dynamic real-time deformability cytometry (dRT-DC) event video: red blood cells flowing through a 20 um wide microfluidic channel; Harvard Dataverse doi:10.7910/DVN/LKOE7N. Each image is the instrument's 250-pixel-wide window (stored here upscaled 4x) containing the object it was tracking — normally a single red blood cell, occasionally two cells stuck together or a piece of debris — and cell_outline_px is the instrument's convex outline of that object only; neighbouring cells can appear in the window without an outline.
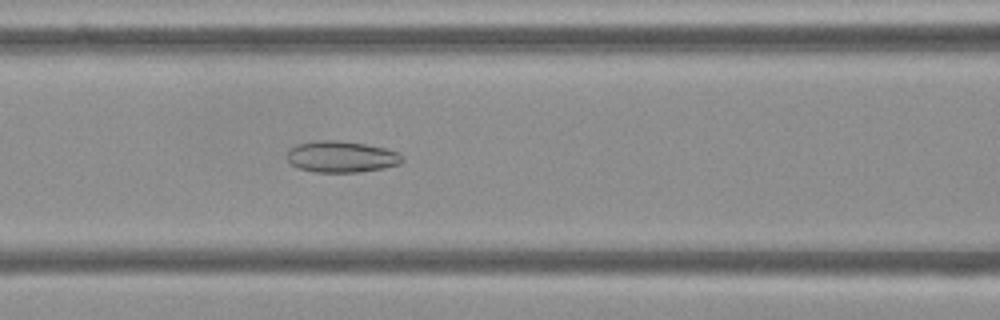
{"species": "Egyptian fruit bat (a non-hibernating species)", "species_latin": "Rousettus aegyptiacus", "temperature_condition": "cold", "stored_images_in_passage": 54, "camera_frame_rate_fps": 3000, "um_per_image_px": 0.085, "frame": {"image": 1, "passage_image": 22, "time_ms": 7.0, "image_size_px": [1000, 320], "cell_outline_px": [[404, 160], [400, 164], [384, 168], [360, 172], [316, 172], [300, 168], [292, 164], [288, 160], [288, 148], [296, 144], [316, 140], [340, 140], [364, 144], [384, 148], [396, 152], [404, 156]], "centroid_in_image_um": [29.02, 13.31], "position_along_channel_um": 137.6, "area_um2": 21.1}}
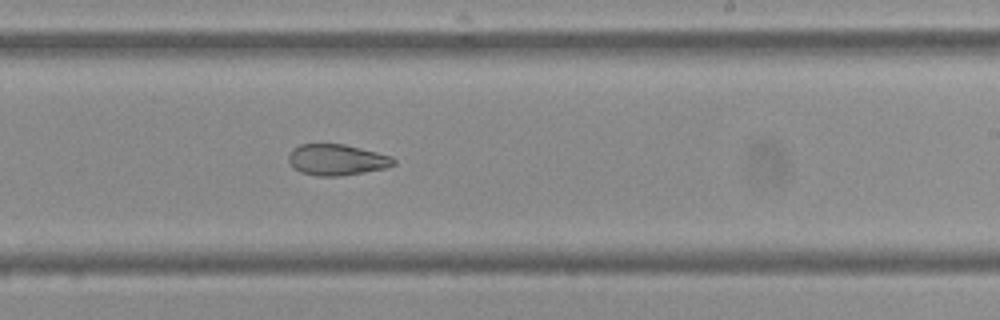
{"frame": {"image": 2, "passage_image": 32, "time_ms": 10.333, "image_size_px": [1000, 320], "cell_outline_px": [[396, 164], [384, 168], [364, 172], [340, 176], [316, 176], [300, 172], [292, 168], [288, 160], [288, 156], [292, 148], [300, 144], [344, 144], [392, 156], [396, 160]], "centroid_in_image_um": [28.59, 13.58], "position_along_channel_um": 260.4, "area_um2": 19.13}}
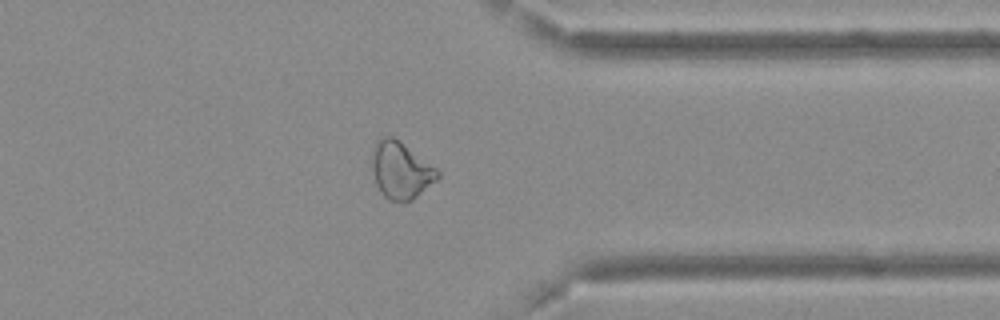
{"frame": {"image": 3, "passage_image": 42, "time_ms": 13.667, "image_size_px": [1000, 320], "cell_outline_px": [[440, 176], [436, 180], [412, 200], [404, 204], [388, 200], [384, 196], [376, 184], [372, 172], [372, 148], [376, 140], [384, 136], [392, 136], [436, 168], [440, 172]], "centroid_in_image_um": [34.03, 14.5], "position_along_channel_um": 377.4, "area_um2": 21.73}, "authors_computed_cell_mechanics": {"area_um2": 23.6691, "velocity_mm_per_s": 3.6916, "shape_relaxation_time_tau1_ms": null, "shape_relaxation_time_tau2_ms": 6.6712, "deformation_change_tau1": null, "deformation_change_tau2": 0.136}}